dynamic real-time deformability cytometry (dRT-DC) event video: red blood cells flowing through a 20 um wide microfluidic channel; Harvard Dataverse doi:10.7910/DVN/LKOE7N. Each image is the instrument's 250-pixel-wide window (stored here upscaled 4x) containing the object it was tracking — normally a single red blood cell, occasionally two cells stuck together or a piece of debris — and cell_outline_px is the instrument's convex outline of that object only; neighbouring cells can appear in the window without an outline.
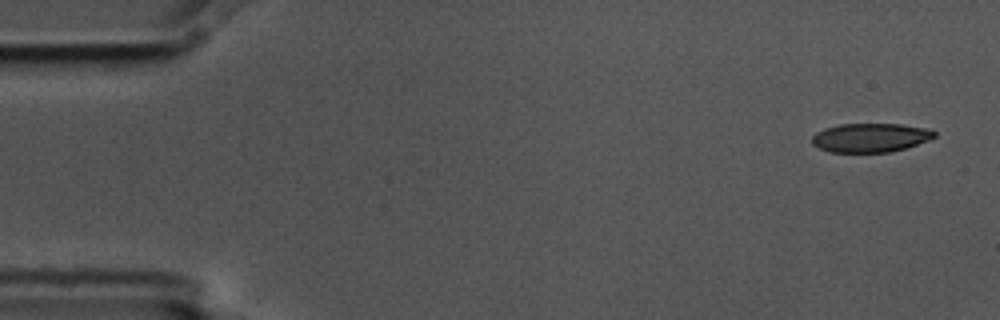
{"species": "common noctule bat (a hibernating species)", "species_latin": "Nyctalus noctula", "temperature_condition": "cold", "stored_images_in_passage": 6, "camera_frame_rate_fps": 3000, "um_per_image_px": 0.085, "animal": {"sex": "male", "body_mass_g": 17.5, "forearm_length_mm": 52.3}, "frame": {"image": 1, "passage_image": 1, "time_ms": 0.0, "image_size_px": [1000, 320], "cell_outline_px": [[936, 136], [928, 140], [904, 148], [888, 152], [828, 152], [812, 144], [812, 136], [816, 132], [824, 128], [840, 124], [900, 124], [932, 128], [936, 132]], "centroid_in_image_um": [73.99, 11.69], "position_along_channel_um": 11.0, "area_um2": 20.69}}
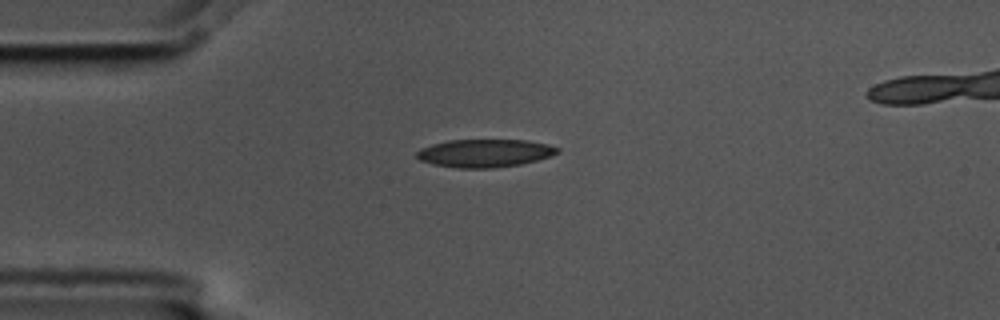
{"frame": {"image": 2, "passage_image": 4, "time_ms": 1.0, "image_size_px": [1000, 320], "cell_outline_px": [[560, 152], [536, 160], [520, 164], [492, 168], [460, 168], [432, 164], [420, 160], [416, 156], [416, 152], [420, 148], [432, 144], [448, 140], [524, 140], [548, 144], [560, 148]], "centroid_in_image_um": [41.18, 13.01], "position_along_channel_um": 43.8, "area_um2": 22.83}}